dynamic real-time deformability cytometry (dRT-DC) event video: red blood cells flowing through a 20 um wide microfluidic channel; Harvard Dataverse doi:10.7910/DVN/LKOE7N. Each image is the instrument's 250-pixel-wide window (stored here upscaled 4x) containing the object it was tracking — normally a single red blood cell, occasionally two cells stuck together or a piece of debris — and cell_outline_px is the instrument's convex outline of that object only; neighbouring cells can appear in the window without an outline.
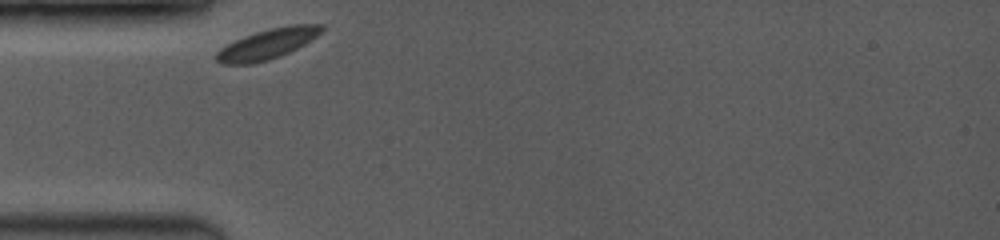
{"species": "common noctule bat (a hibernating species)", "species_latin": "Nyctalus noctula", "temperature_condition": "room temperature", "stored_images_in_passage": 24, "camera_frame_rate_fps": 3500, "um_per_image_px": 0.085, "animal": {"sex": "female", "body_mass_g": 19.0, "forearm_length_mm": 53.3}, "frame": {"image": 1, "passage_image": 1, "time_ms": 0.0, "image_size_px": [1000, 240], "cell_outline_px": [[324, 28], [316, 36], [304, 44], [280, 56], [268, 60], [252, 64], [224, 64], [216, 60], [216, 52], [220, 48], [244, 36], [256, 32], [288, 24], [324, 24]], "centroid_in_image_um": [22.73, 3.73], "position_along_channel_um": 62.3, "area_um2": 18.32}}
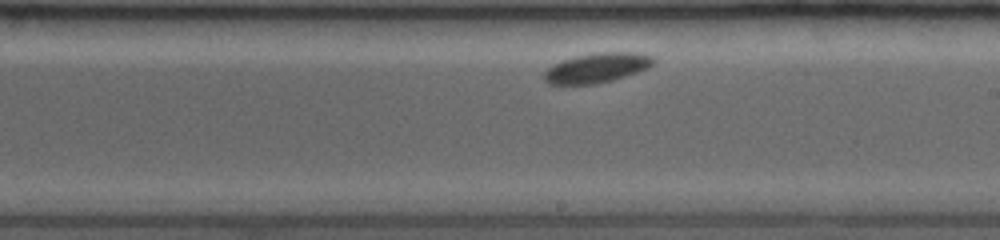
{"frame": {"image": 2, "passage_image": 14, "time_ms": 4.857, "image_size_px": [1000, 240], "cell_outline_px": [[656, 64], [648, 68], [612, 80], [596, 84], [548, 84], [544, 80], [544, 72], [552, 64], [560, 60], [576, 56], [600, 52], [640, 52], [652, 56], [656, 60]], "centroid_in_image_um": [50.75, 5.75], "position_along_channel_um": 238.2, "area_um2": 19.07}}
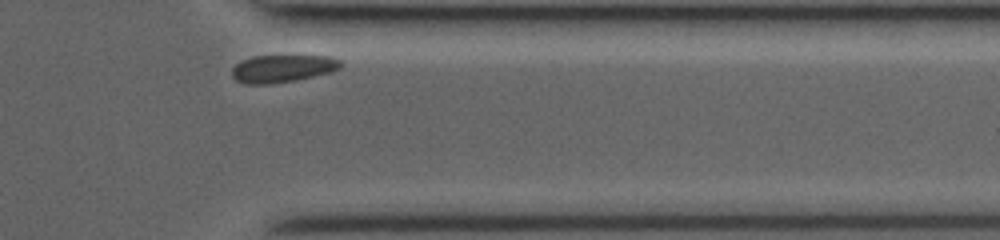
{"frame": {"image": 3, "passage_image": 24, "time_ms": 8.857, "image_size_px": [1000, 240], "cell_outline_px": [[344, 64], [340, 68], [332, 72], [296, 80], [268, 84], [244, 84], [236, 80], [232, 76], [232, 68], [236, 64], [252, 56], [332, 56], [340, 60]], "centroid_in_image_um": [24.04, 5.83], "position_along_channel_um": 387.4, "area_um2": 17.51}}